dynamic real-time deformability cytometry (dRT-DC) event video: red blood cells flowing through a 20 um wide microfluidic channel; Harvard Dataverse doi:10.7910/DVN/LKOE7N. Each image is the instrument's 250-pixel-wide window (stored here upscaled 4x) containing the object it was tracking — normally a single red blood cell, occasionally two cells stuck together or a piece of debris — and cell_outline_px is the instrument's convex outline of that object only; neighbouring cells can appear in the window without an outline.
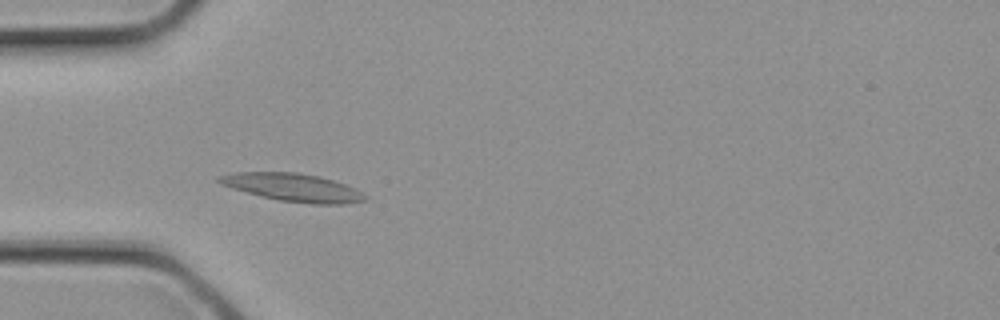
{"species": "common noctule bat (a hibernating species)", "species_latin": "Nyctalus noctula", "temperature_condition": "cold", "stored_images_in_passage": 2, "camera_frame_rate_fps": 3000, "um_per_image_px": 0.085, "animal": {"sex": "female", "body_mass_g": 21.9}, "frame": {"image": 1, "passage_image": 2, "time_ms": 0.333, "image_size_px": [1000, 320], "cell_outline_px": [[368, 200], [344, 204], [312, 204], [280, 200], [232, 188], [216, 180], [216, 176], [236, 172], [296, 172], [320, 176], [356, 188], [368, 196]], "centroid_in_image_um": [24.96, 15.93], "position_along_channel_um": 60.0, "area_um2": 23.58}}